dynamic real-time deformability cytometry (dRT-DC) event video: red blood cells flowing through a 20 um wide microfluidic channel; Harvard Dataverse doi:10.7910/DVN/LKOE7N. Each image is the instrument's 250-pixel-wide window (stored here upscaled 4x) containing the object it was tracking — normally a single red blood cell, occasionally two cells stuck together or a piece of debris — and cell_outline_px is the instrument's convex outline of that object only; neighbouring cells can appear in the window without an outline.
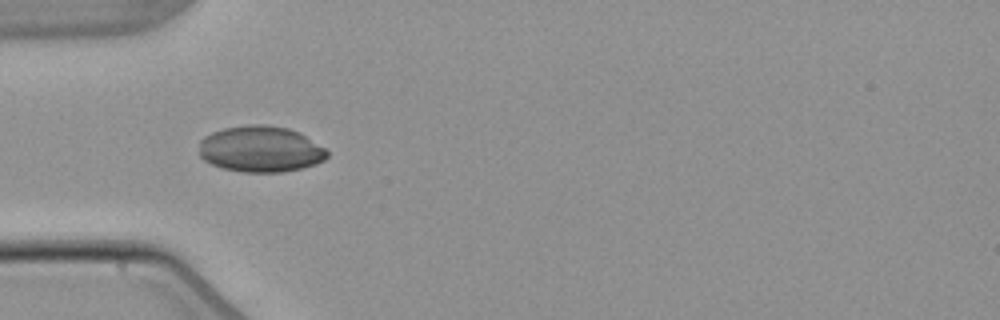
{"species": "common noctule bat (a hibernating species)", "species_latin": "Nyctalus noctula", "temperature_condition": "warm", "stored_images_in_passage": 37, "camera_frame_rate_fps": 3000, "um_per_image_px": 0.085, "animal": {"sex": "male", "body_mass_g": 21.5, "forearm_length_mm": 52.0}, "frame": {"image": 1, "passage_image": 1, "time_ms": 0.0, "image_size_px": [1000, 320], "cell_outline_px": [[328, 156], [324, 160], [316, 164], [300, 168], [280, 172], [244, 172], [220, 168], [204, 160], [200, 156], [200, 140], [204, 136], [212, 132], [224, 128], [248, 124], [264, 124], [288, 128], [300, 132], [324, 148], [328, 152]], "centroid_in_image_um": [22.13, 12.66], "position_along_channel_um": 62.9, "area_um2": 34.51}}
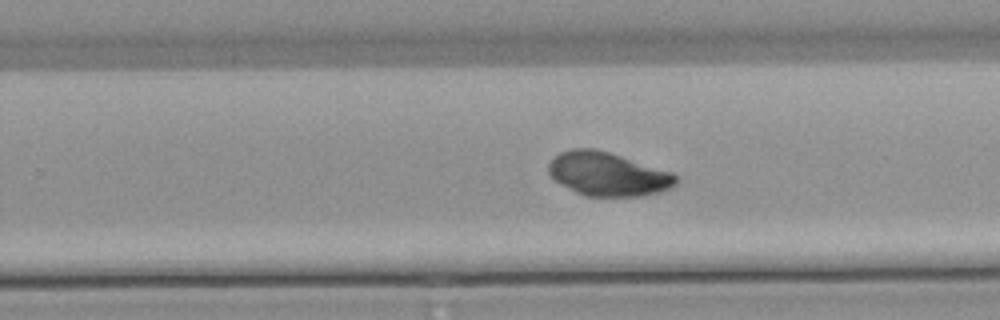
{"frame": {"image": 2, "passage_image": 18, "time_ms": 5.667, "image_size_px": [1000, 320], "cell_outline_px": [[680, 180], [672, 188], [660, 192], [644, 196], [584, 196], [560, 184], [548, 172], [548, 164], [560, 152], [572, 148], [596, 148], [672, 172], [680, 176]], "centroid_in_image_um": [51.71, 14.8], "position_along_channel_um": 278.1, "area_um2": 32.6}}
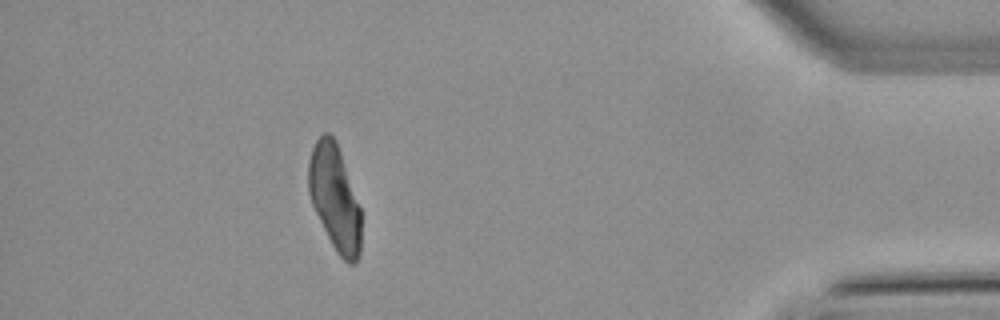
{"frame": {"image": 3, "passage_image": 32, "time_ms": 10.333, "image_size_px": [1000, 320], "cell_outline_px": [[360, 252], [356, 260], [352, 264], [348, 264], [336, 252], [312, 204], [308, 192], [308, 160], [312, 148], [316, 140], [324, 132], [328, 132], [336, 140], [360, 204]], "centroid_in_image_um": [28.45, 16.77], "position_along_channel_um": 406.8, "area_um2": 32.25}}